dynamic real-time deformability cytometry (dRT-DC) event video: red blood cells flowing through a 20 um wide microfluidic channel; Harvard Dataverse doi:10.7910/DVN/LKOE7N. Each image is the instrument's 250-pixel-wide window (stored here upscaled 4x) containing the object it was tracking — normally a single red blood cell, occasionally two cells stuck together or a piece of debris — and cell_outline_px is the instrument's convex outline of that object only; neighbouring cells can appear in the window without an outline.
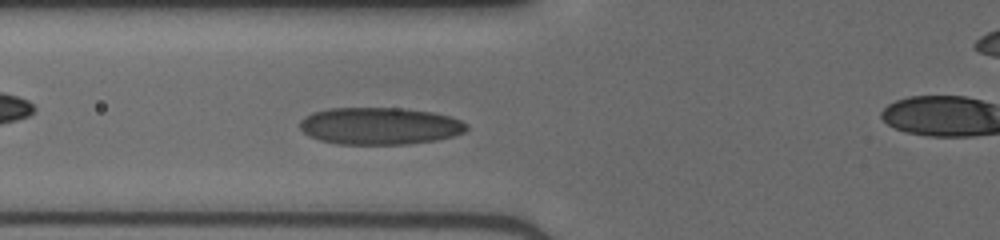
{"species": "human", "species_latin": "Homo sapiens", "temperature_condition": "cold", "stored_images_in_passage": 47, "camera_frame_rate_fps": 3000, "um_per_image_px": 0.085, "donor": {"sex": "male"}, "frame": {"image": 1, "passage_image": 16, "time_ms": 5.0, "image_size_px": [1000, 240], "cell_outline_px": [[468, 128], [464, 132], [452, 136], [436, 140], [408, 144], [336, 144], [320, 140], [308, 136], [300, 128], [300, 120], [304, 116], [312, 112], [328, 108], [404, 108], [432, 112], [448, 116], [460, 120], [468, 124]], "centroid_in_image_um": [32.25, 10.7], "position_along_channel_um": 93.6, "area_um2": 36.24}}
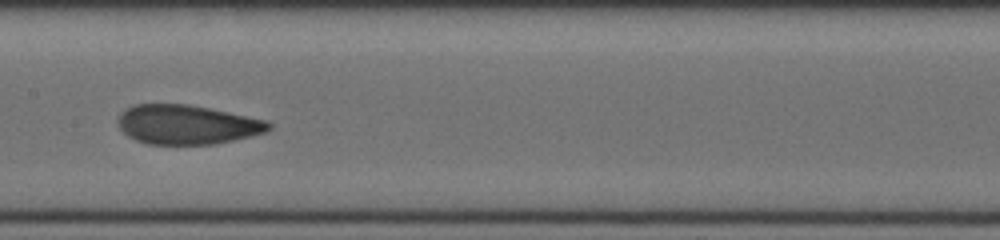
{"frame": {"image": 2, "passage_image": 23, "time_ms": 7.333, "image_size_px": [1000, 240], "cell_outline_px": [[272, 128], [268, 132], [252, 136], [216, 144], [144, 144], [128, 136], [120, 128], [116, 120], [120, 112], [136, 104], [188, 104], [268, 120], [272, 124]], "centroid_in_image_um": [15.92, 10.59], "position_along_channel_um": 191.5, "area_um2": 34.8}}
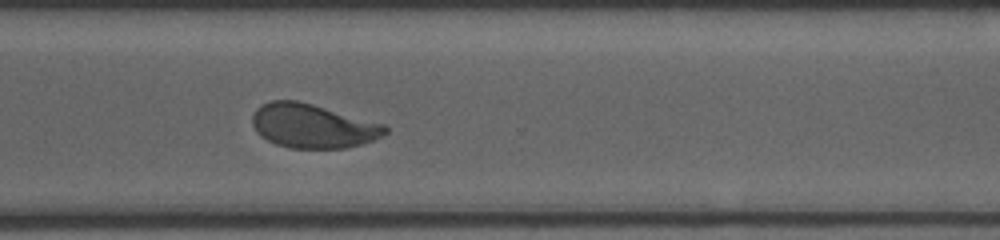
{"frame": {"image": 3, "passage_image": 34, "time_ms": 11.0, "image_size_px": [1000, 240], "cell_outline_px": [[388, 132], [384, 136], [360, 144], [344, 148], [288, 148], [276, 144], [260, 136], [256, 132], [252, 124], [252, 116], [256, 108], [260, 104], [272, 100], [296, 100], [312, 104], [384, 124], [388, 128]], "centroid_in_image_um": [26.55, 10.7], "position_along_channel_um": 344.0, "area_um2": 34.1}}